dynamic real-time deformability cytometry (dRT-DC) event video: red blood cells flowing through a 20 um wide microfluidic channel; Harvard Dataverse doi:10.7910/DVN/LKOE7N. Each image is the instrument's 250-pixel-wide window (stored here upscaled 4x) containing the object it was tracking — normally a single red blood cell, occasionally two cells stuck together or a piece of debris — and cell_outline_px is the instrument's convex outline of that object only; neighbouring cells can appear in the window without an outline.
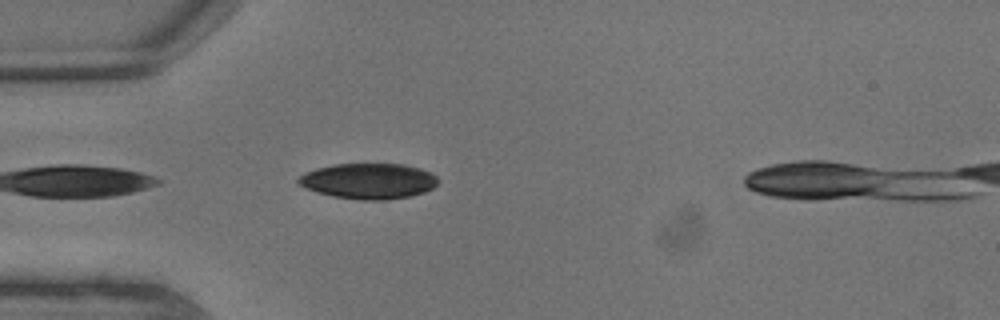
{"species": "common noctule bat (a hibernating species)", "species_latin": "Nyctalus noctula", "temperature_condition": "warm", "stored_images_in_passage": 1, "camera_frame_rate_fps": 3000, "um_per_image_px": 0.085, "animal": {"sex": "male", "body_mass_g": 13.3}, "frame": {"image": 1, "passage_image": 1, "time_ms": 0.0, "image_size_px": [1000, 320], "cell_outline_px": [[440, 180], [432, 188], [424, 192], [408, 196], [384, 200], [364, 200], [332, 196], [304, 188], [296, 184], [296, 180], [304, 172], [316, 168], [336, 164], [404, 164], [420, 168], [436, 176]], "centroid_in_image_um": [31.29, 15.38], "position_along_channel_um": 53.7, "area_um2": 28.96}}